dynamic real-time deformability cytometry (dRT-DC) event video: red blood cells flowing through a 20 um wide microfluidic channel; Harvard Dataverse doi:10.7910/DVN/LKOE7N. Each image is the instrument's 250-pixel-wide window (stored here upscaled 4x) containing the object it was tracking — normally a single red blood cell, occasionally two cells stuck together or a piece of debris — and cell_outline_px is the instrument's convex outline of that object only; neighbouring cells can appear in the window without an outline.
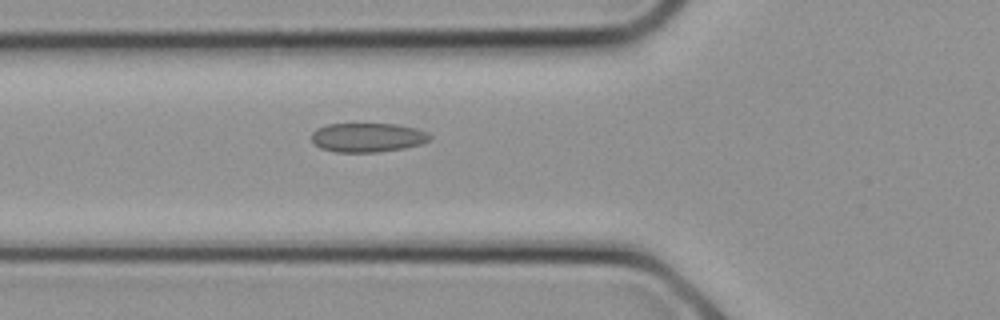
{"species": "common noctule bat (a hibernating species)", "species_latin": "Nyctalus noctula", "temperature_condition": "cold", "stored_images_in_passage": 8, "camera_frame_rate_fps": 3000, "um_per_image_px": 0.085, "animal": {"sex": "female", "body_mass_g": 21.9}, "frame": {"image": 1, "passage_image": 8, "time_ms": 2.333, "image_size_px": [1000, 320], "cell_outline_px": [[432, 136], [428, 140], [420, 144], [404, 148], [376, 152], [332, 152], [320, 148], [312, 144], [312, 132], [316, 128], [328, 124], [396, 124], [416, 128]], "centroid_in_image_um": [31.18, 11.69], "position_along_channel_um": 94.6, "area_um2": 20.11}}